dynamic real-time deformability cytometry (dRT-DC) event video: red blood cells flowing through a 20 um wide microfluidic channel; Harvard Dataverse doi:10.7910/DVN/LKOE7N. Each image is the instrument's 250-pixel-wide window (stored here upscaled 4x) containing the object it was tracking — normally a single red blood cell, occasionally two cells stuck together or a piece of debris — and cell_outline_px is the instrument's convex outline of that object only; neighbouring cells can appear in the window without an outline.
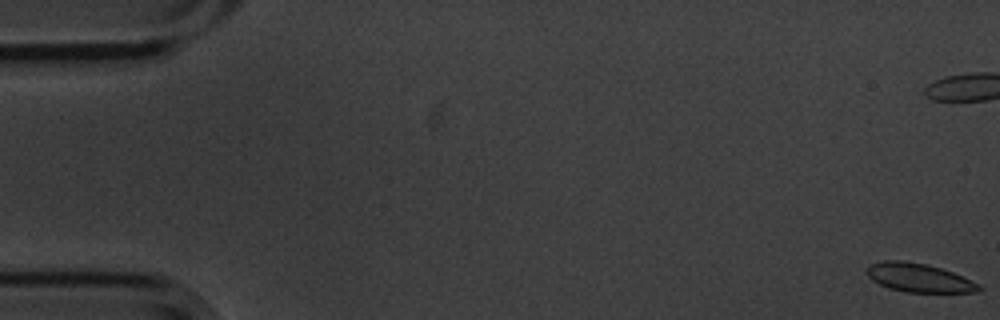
{"species": "common noctule bat (a hibernating species)", "species_latin": "Nyctalus noctula", "temperature_condition": "cold", "stored_images_in_passage": 12, "camera_frame_rate_fps": 3000, "um_per_image_px": 0.085, "animal": {"sex": "male", "body_mass_g": 20.1, "forearm_length_mm": 53.5}, "frame": {"image": 1, "passage_image": 1, "time_ms": 0.0, "image_size_px": [1000, 320], "cell_outline_px": [[984, 288], [976, 292], [908, 292], [888, 288], [872, 280], [864, 272], [868, 264], [884, 260], [904, 260], [924, 264], [940, 268], [952, 272], [980, 284]], "centroid_in_image_um": [78.07, 23.6], "position_along_channel_um": 6.9, "area_um2": 18.79}}
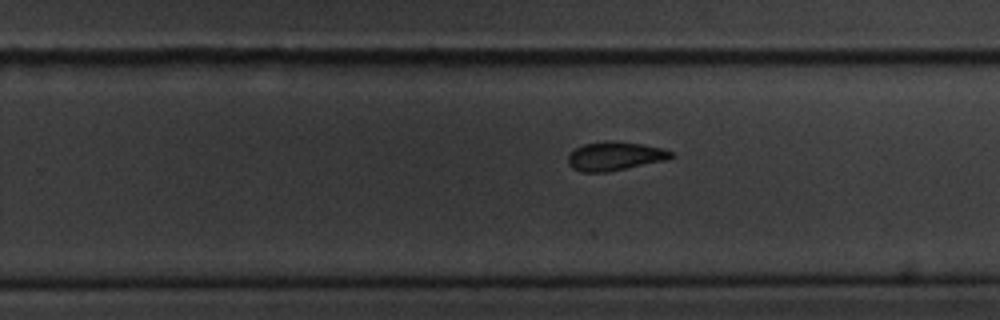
{"frame": {"image": 2, "passage_image": 12, "time_ms": 3.667, "image_size_px": [1000, 320], "cell_outline_px": [[676, 156], [668, 160], [608, 172], [580, 172], [572, 168], [568, 164], [568, 156], [576, 148], [584, 144], [604, 140], [612, 140], [644, 144], [664, 148], [672, 152]], "centroid_in_image_um": [52.31, 13.26], "position_along_channel_um": 277.5, "area_um2": 17.63}}